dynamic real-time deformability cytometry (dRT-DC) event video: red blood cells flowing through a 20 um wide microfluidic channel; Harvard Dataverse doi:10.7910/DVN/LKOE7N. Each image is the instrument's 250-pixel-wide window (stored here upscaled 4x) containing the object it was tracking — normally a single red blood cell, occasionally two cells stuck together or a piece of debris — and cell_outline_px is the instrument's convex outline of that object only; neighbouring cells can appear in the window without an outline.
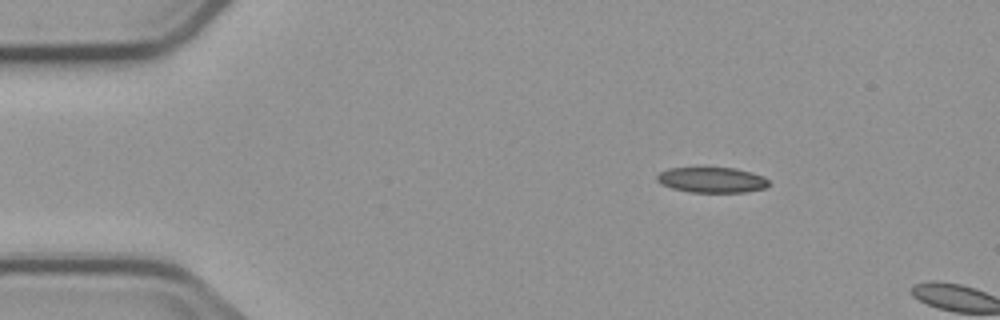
{"species": "common noctule bat (a hibernating species)", "species_latin": "Nyctalus noctula", "temperature_condition": "cold", "stored_images_in_passage": 3, "camera_frame_rate_fps": 3000, "um_per_image_px": 0.085, "animal": {"sex": "male", "body_mass_g": 23.1, "forearm_length_mm": 52.7}, "frame": {"image": 1, "passage_image": 2, "time_ms": 1.0, "image_size_px": [1000, 320], "cell_outline_px": [[768, 184], [764, 188], [744, 192], [688, 192], [672, 188], [660, 184], [656, 180], [656, 176], [660, 172], [668, 168], [736, 168], [752, 172], [764, 176], [768, 180]], "centroid_in_image_um": [60.48, 15.29], "position_along_channel_um": 24.5, "area_um2": 16.59}}